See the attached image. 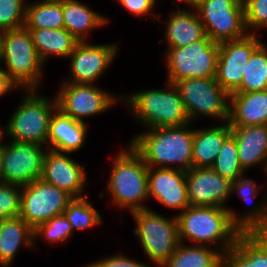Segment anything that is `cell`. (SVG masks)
<instances>
[{
	"instance_id": "6",
	"label": "cell",
	"mask_w": 267,
	"mask_h": 267,
	"mask_svg": "<svg viewBox=\"0 0 267 267\" xmlns=\"http://www.w3.org/2000/svg\"><path fill=\"white\" fill-rule=\"evenodd\" d=\"M21 102L9 116L3 137L18 142L47 146L50 119L58 108L56 96L49 99L37 89L23 90ZM41 93V94H40Z\"/></svg>"
},
{
	"instance_id": "40",
	"label": "cell",
	"mask_w": 267,
	"mask_h": 267,
	"mask_svg": "<svg viewBox=\"0 0 267 267\" xmlns=\"http://www.w3.org/2000/svg\"><path fill=\"white\" fill-rule=\"evenodd\" d=\"M19 87L10 79L2 67H0V98L6 96L10 91H14ZM14 89V90H13Z\"/></svg>"
},
{
	"instance_id": "20",
	"label": "cell",
	"mask_w": 267,
	"mask_h": 267,
	"mask_svg": "<svg viewBox=\"0 0 267 267\" xmlns=\"http://www.w3.org/2000/svg\"><path fill=\"white\" fill-rule=\"evenodd\" d=\"M87 127L85 122L74 120L57 108L50 119L48 149L70 154L79 151L87 141Z\"/></svg>"
},
{
	"instance_id": "44",
	"label": "cell",
	"mask_w": 267,
	"mask_h": 267,
	"mask_svg": "<svg viewBox=\"0 0 267 267\" xmlns=\"http://www.w3.org/2000/svg\"><path fill=\"white\" fill-rule=\"evenodd\" d=\"M2 139H4V137H3V128H1V126H0V143H1Z\"/></svg>"
},
{
	"instance_id": "7",
	"label": "cell",
	"mask_w": 267,
	"mask_h": 267,
	"mask_svg": "<svg viewBox=\"0 0 267 267\" xmlns=\"http://www.w3.org/2000/svg\"><path fill=\"white\" fill-rule=\"evenodd\" d=\"M3 70L19 89H39L45 64L41 60L26 27L4 33Z\"/></svg>"
},
{
	"instance_id": "17",
	"label": "cell",
	"mask_w": 267,
	"mask_h": 267,
	"mask_svg": "<svg viewBox=\"0 0 267 267\" xmlns=\"http://www.w3.org/2000/svg\"><path fill=\"white\" fill-rule=\"evenodd\" d=\"M68 155L70 153L48 149L43 159L41 179L65 190L73 198L85 197L87 195L84 192L90 184L86 176V164L81 165Z\"/></svg>"
},
{
	"instance_id": "13",
	"label": "cell",
	"mask_w": 267,
	"mask_h": 267,
	"mask_svg": "<svg viewBox=\"0 0 267 267\" xmlns=\"http://www.w3.org/2000/svg\"><path fill=\"white\" fill-rule=\"evenodd\" d=\"M73 199L65 190L34 180L22 187L20 217L34 230L39 224L63 214Z\"/></svg>"
},
{
	"instance_id": "28",
	"label": "cell",
	"mask_w": 267,
	"mask_h": 267,
	"mask_svg": "<svg viewBox=\"0 0 267 267\" xmlns=\"http://www.w3.org/2000/svg\"><path fill=\"white\" fill-rule=\"evenodd\" d=\"M161 267H223V254L214 247L180 242Z\"/></svg>"
},
{
	"instance_id": "19",
	"label": "cell",
	"mask_w": 267,
	"mask_h": 267,
	"mask_svg": "<svg viewBox=\"0 0 267 267\" xmlns=\"http://www.w3.org/2000/svg\"><path fill=\"white\" fill-rule=\"evenodd\" d=\"M177 8L168 16V20L162 21L165 23L163 32L164 37L160 41L167 44V49L174 47H183L190 45L206 36L204 25L201 22L197 10L192 4H188V9L180 8L172 1ZM178 9V10H177Z\"/></svg>"
},
{
	"instance_id": "21",
	"label": "cell",
	"mask_w": 267,
	"mask_h": 267,
	"mask_svg": "<svg viewBox=\"0 0 267 267\" xmlns=\"http://www.w3.org/2000/svg\"><path fill=\"white\" fill-rule=\"evenodd\" d=\"M238 147V157L243 170L256 165L267 177V125L231 127Z\"/></svg>"
},
{
	"instance_id": "18",
	"label": "cell",
	"mask_w": 267,
	"mask_h": 267,
	"mask_svg": "<svg viewBox=\"0 0 267 267\" xmlns=\"http://www.w3.org/2000/svg\"><path fill=\"white\" fill-rule=\"evenodd\" d=\"M148 195L166 208L178 210L175 215L181 213L190 206L186 171L148 167Z\"/></svg>"
},
{
	"instance_id": "15",
	"label": "cell",
	"mask_w": 267,
	"mask_h": 267,
	"mask_svg": "<svg viewBox=\"0 0 267 267\" xmlns=\"http://www.w3.org/2000/svg\"><path fill=\"white\" fill-rule=\"evenodd\" d=\"M259 34L219 43L215 79L229 94L241 87L243 73L253 53L264 43Z\"/></svg>"
},
{
	"instance_id": "32",
	"label": "cell",
	"mask_w": 267,
	"mask_h": 267,
	"mask_svg": "<svg viewBox=\"0 0 267 267\" xmlns=\"http://www.w3.org/2000/svg\"><path fill=\"white\" fill-rule=\"evenodd\" d=\"M211 169L232 182L244 174L245 171L243 170L238 157L236 140L232 134H230L223 142L222 148L215 158Z\"/></svg>"
},
{
	"instance_id": "43",
	"label": "cell",
	"mask_w": 267,
	"mask_h": 267,
	"mask_svg": "<svg viewBox=\"0 0 267 267\" xmlns=\"http://www.w3.org/2000/svg\"><path fill=\"white\" fill-rule=\"evenodd\" d=\"M181 2H183L184 4L188 5V4H192L194 3L196 0H179Z\"/></svg>"
},
{
	"instance_id": "2",
	"label": "cell",
	"mask_w": 267,
	"mask_h": 267,
	"mask_svg": "<svg viewBox=\"0 0 267 267\" xmlns=\"http://www.w3.org/2000/svg\"><path fill=\"white\" fill-rule=\"evenodd\" d=\"M192 127L190 122L182 126L145 129L131 137L129 142L142 155L148 167L189 171L193 168Z\"/></svg>"
},
{
	"instance_id": "24",
	"label": "cell",
	"mask_w": 267,
	"mask_h": 267,
	"mask_svg": "<svg viewBox=\"0 0 267 267\" xmlns=\"http://www.w3.org/2000/svg\"><path fill=\"white\" fill-rule=\"evenodd\" d=\"M34 249L33 229L20 216L0 221V266L10 267L19 248Z\"/></svg>"
},
{
	"instance_id": "31",
	"label": "cell",
	"mask_w": 267,
	"mask_h": 267,
	"mask_svg": "<svg viewBox=\"0 0 267 267\" xmlns=\"http://www.w3.org/2000/svg\"><path fill=\"white\" fill-rule=\"evenodd\" d=\"M87 197L73 198L63 212L71 224L73 233L75 229L80 231L102 224L100 212L94 208L92 201L87 200Z\"/></svg>"
},
{
	"instance_id": "27",
	"label": "cell",
	"mask_w": 267,
	"mask_h": 267,
	"mask_svg": "<svg viewBox=\"0 0 267 267\" xmlns=\"http://www.w3.org/2000/svg\"><path fill=\"white\" fill-rule=\"evenodd\" d=\"M35 49L45 64L50 57L69 58L79 42L65 28L62 29H28Z\"/></svg>"
},
{
	"instance_id": "38",
	"label": "cell",
	"mask_w": 267,
	"mask_h": 267,
	"mask_svg": "<svg viewBox=\"0 0 267 267\" xmlns=\"http://www.w3.org/2000/svg\"><path fill=\"white\" fill-rule=\"evenodd\" d=\"M245 173L246 172H244V174H242L238 179L232 182L231 197L233 194L236 193L238 197L242 198L243 201L248 203L250 199L252 200L258 197L259 189L257 188L258 183L252 178H246ZM251 200H250V203H251Z\"/></svg>"
},
{
	"instance_id": "36",
	"label": "cell",
	"mask_w": 267,
	"mask_h": 267,
	"mask_svg": "<svg viewBox=\"0 0 267 267\" xmlns=\"http://www.w3.org/2000/svg\"><path fill=\"white\" fill-rule=\"evenodd\" d=\"M22 187L0 183V219L20 216Z\"/></svg>"
},
{
	"instance_id": "29",
	"label": "cell",
	"mask_w": 267,
	"mask_h": 267,
	"mask_svg": "<svg viewBox=\"0 0 267 267\" xmlns=\"http://www.w3.org/2000/svg\"><path fill=\"white\" fill-rule=\"evenodd\" d=\"M25 27L27 29L64 28L62 0H39L27 3Z\"/></svg>"
},
{
	"instance_id": "4",
	"label": "cell",
	"mask_w": 267,
	"mask_h": 267,
	"mask_svg": "<svg viewBox=\"0 0 267 267\" xmlns=\"http://www.w3.org/2000/svg\"><path fill=\"white\" fill-rule=\"evenodd\" d=\"M112 160V169L106 185L112 203L117 209L134 212L148 208V166L142 155L129 142ZM146 200V201H145Z\"/></svg>"
},
{
	"instance_id": "26",
	"label": "cell",
	"mask_w": 267,
	"mask_h": 267,
	"mask_svg": "<svg viewBox=\"0 0 267 267\" xmlns=\"http://www.w3.org/2000/svg\"><path fill=\"white\" fill-rule=\"evenodd\" d=\"M221 124L212 127L194 128L193 167L211 168L213 165L223 142L232 133L228 121Z\"/></svg>"
},
{
	"instance_id": "41",
	"label": "cell",
	"mask_w": 267,
	"mask_h": 267,
	"mask_svg": "<svg viewBox=\"0 0 267 267\" xmlns=\"http://www.w3.org/2000/svg\"><path fill=\"white\" fill-rule=\"evenodd\" d=\"M3 161V139L0 143V183L3 182V168H2V162Z\"/></svg>"
},
{
	"instance_id": "23",
	"label": "cell",
	"mask_w": 267,
	"mask_h": 267,
	"mask_svg": "<svg viewBox=\"0 0 267 267\" xmlns=\"http://www.w3.org/2000/svg\"><path fill=\"white\" fill-rule=\"evenodd\" d=\"M223 267H267V233H241L223 254Z\"/></svg>"
},
{
	"instance_id": "42",
	"label": "cell",
	"mask_w": 267,
	"mask_h": 267,
	"mask_svg": "<svg viewBox=\"0 0 267 267\" xmlns=\"http://www.w3.org/2000/svg\"><path fill=\"white\" fill-rule=\"evenodd\" d=\"M4 33L5 31L0 29V65L2 64L3 59Z\"/></svg>"
},
{
	"instance_id": "22",
	"label": "cell",
	"mask_w": 267,
	"mask_h": 267,
	"mask_svg": "<svg viewBox=\"0 0 267 267\" xmlns=\"http://www.w3.org/2000/svg\"><path fill=\"white\" fill-rule=\"evenodd\" d=\"M230 127L267 125V89L230 94Z\"/></svg>"
},
{
	"instance_id": "30",
	"label": "cell",
	"mask_w": 267,
	"mask_h": 267,
	"mask_svg": "<svg viewBox=\"0 0 267 267\" xmlns=\"http://www.w3.org/2000/svg\"><path fill=\"white\" fill-rule=\"evenodd\" d=\"M267 89V44L253 53L243 73L241 87L236 92H254Z\"/></svg>"
},
{
	"instance_id": "14",
	"label": "cell",
	"mask_w": 267,
	"mask_h": 267,
	"mask_svg": "<svg viewBox=\"0 0 267 267\" xmlns=\"http://www.w3.org/2000/svg\"><path fill=\"white\" fill-rule=\"evenodd\" d=\"M47 150L44 145L12 140L6 143L3 140V182L25 187L41 179Z\"/></svg>"
},
{
	"instance_id": "9",
	"label": "cell",
	"mask_w": 267,
	"mask_h": 267,
	"mask_svg": "<svg viewBox=\"0 0 267 267\" xmlns=\"http://www.w3.org/2000/svg\"><path fill=\"white\" fill-rule=\"evenodd\" d=\"M165 52L167 82L174 84L185 79L216 76L219 43L207 35L190 45L169 48Z\"/></svg>"
},
{
	"instance_id": "16",
	"label": "cell",
	"mask_w": 267,
	"mask_h": 267,
	"mask_svg": "<svg viewBox=\"0 0 267 267\" xmlns=\"http://www.w3.org/2000/svg\"><path fill=\"white\" fill-rule=\"evenodd\" d=\"M118 50V42L95 45L88 41H79L68 58L70 78L62 82L96 84L114 62Z\"/></svg>"
},
{
	"instance_id": "3",
	"label": "cell",
	"mask_w": 267,
	"mask_h": 267,
	"mask_svg": "<svg viewBox=\"0 0 267 267\" xmlns=\"http://www.w3.org/2000/svg\"><path fill=\"white\" fill-rule=\"evenodd\" d=\"M176 218L180 242L212 246L222 254L235 245L241 234L232 224L228 208L190 205Z\"/></svg>"
},
{
	"instance_id": "33",
	"label": "cell",
	"mask_w": 267,
	"mask_h": 267,
	"mask_svg": "<svg viewBox=\"0 0 267 267\" xmlns=\"http://www.w3.org/2000/svg\"><path fill=\"white\" fill-rule=\"evenodd\" d=\"M73 235L70 222L64 214L55 216L42 224H39L33 230L34 249L36 248V239L43 237L49 244H65ZM64 242V243H63Z\"/></svg>"
},
{
	"instance_id": "39",
	"label": "cell",
	"mask_w": 267,
	"mask_h": 267,
	"mask_svg": "<svg viewBox=\"0 0 267 267\" xmlns=\"http://www.w3.org/2000/svg\"><path fill=\"white\" fill-rule=\"evenodd\" d=\"M86 267H152L149 264L133 260L122 253H114L110 257L103 258L101 260H96L90 264H85Z\"/></svg>"
},
{
	"instance_id": "37",
	"label": "cell",
	"mask_w": 267,
	"mask_h": 267,
	"mask_svg": "<svg viewBox=\"0 0 267 267\" xmlns=\"http://www.w3.org/2000/svg\"><path fill=\"white\" fill-rule=\"evenodd\" d=\"M119 6L123 7L128 13L135 15L136 17L151 16L153 15V21L160 22L162 14H158L154 17V7L156 6L157 0H116ZM161 16V17H160ZM156 18V19H154Z\"/></svg>"
},
{
	"instance_id": "12",
	"label": "cell",
	"mask_w": 267,
	"mask_h": 267,
	"mask_svg": "<svg viewBox=\"0 0 267 267\" xmlns=\"http://www.w3.org/2000/svg\"><path fill=\"white\" fill-rule=\"evenodd\" d=\"M60 109L72 119L85 122L91 118L107 112L112 106L122 101V96L98 87L97 84H77L62 82L55 94Z\"/></svg>"
},
{
	"instance_id": "11",
	"label": "cell",
	"mask_w": 267,
	"mask_h": 267,
	"mask_svg": "<svg viewBox=\"0 0 267 267\" xmlns=\"http://www.w3.org/2000/svg\"><path fill=\"white\" fill-rule=\"evenodd\" d=\"M192 5L213 42L238 40L249 34L240 0H196Z\"/></svg>"
},
{
	"instance_id": "5",
	"label": "cell",
	"mask_w": 267,
	"mask_h": 267,
	"mask_svg": "<svg viewBox=\"0 0 267 267\" xmlns=\"http://www.w3.org/2000/svg\"><path fill=\"white\" fill-rule=\"evenodd\" d=\"M164 89H142L122 94V103L144 129L182 126L190 123L177 87L166 81Z\"/></svg>"
},
{
	"instance_id": "34",
	"label": "cell",
	"mask_w": 267,
	"mask_h": 267,
	"mask_svg": "<svg viewBox=\"0 0 267 267\" xmlns=\"http://www.w3.org/2000/svg\"><path fill=\"white\" fill-rule=\"evenodd\" d=\"M26 11V0H0V29L8 31L25 27Z\"/></svg>"
},
{
	"instance_id": "25",
	"label": "cell",
	"mask_w": 267,
	"mask_h": 267,
	"mask_svg": "<svg viewBox=\"0 0 267 267\" xmlns=\"http://www.w3.org/2000/svg\"><path fill=\"white\" fill-rule=\"evenodd\" d=\"M62 12L64 28L78 41H89L90 31L100 29L109 23L107 17L79 0H62Z\"/></svg>"
},
{
	"instance_id": "35",
	"label": "cell",
	"mask_w": 267,
	"mask_h": 267,
	"mask_svg": "<svg viewBox=\"0 0 267 267\" xmlns=\"http://www.w3.org/2000/svg\"><path fill=\"white\" fill-rule=\"evenodd\" d=\"M244 6L245 25L249 34L267 28V0H240Z\"/></svg>"
},
{
	"instance_id": "8",
	"label": "cell",
	"mask_w": 267,
	"mask_h": 267,
	"mask_svg": "<svg viewBox=\"0 0 267 267\" xmlns=\"http://www.w3.org/2000/svg\"><path fill=\"white\" fill-rule=\"evenodd\" d=\"M136 227L133 232L153 266L161 267L180 244L176 215L168 217L151 208L131 212Z\"/></svg>"
},
{
	"instance_id": "1",
	"label": "cell",
	"mask_w": 267,
	"mask_h": 267,
	"mask_svg": "<svg viewBox=\"0 0 267 267\" xmlns=\"http://www.w3.org/2000/svg\"><path fill=\"white\" fill-rule=\"evenodd\" d=\"M231 184L232 181L211 168L193 167L186 171L190 205L228 208L232 224L241 233H267V194L262 195L265 198L254 208L238 215L235 209L226 206L231 198Z\"/></svg>"
},
{
	"instance_id": "10",
	"label": "cell",
	"mask_w": 267,
	"mask_h": 267,
	"mask_svg": "<svg viewBox=\"0 0 267 267\" xmlns=\"http://www.w3.org/2000/svg\"><path fill=\"white\" fill-rule=\"evenodd\" d=\"M174 85L180 92L191 123L201 116L221 120V123L228 121L230 94L219 85L215 77L185 79L176 81Z\"/></svg>"
}]
</instances>
